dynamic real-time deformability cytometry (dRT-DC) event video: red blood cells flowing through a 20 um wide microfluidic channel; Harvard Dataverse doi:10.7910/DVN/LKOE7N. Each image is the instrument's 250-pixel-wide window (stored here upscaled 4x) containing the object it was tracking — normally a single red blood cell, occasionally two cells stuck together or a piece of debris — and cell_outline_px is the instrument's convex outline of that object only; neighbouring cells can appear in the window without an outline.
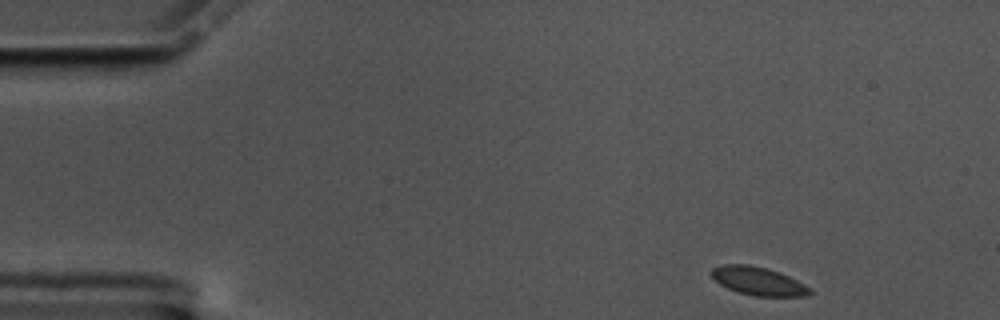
{"species": "common noctule bat (a hibernating species)", "species_latin": "Nyctalus noctula", "temperature_condition": "cold", "stored_images_in_passage": 53, "camera_frame_rate_fps": 3000, "um_per_image_px": 0.085, "animal": {"sex": "male", "body_mass_g": 17.5, "forearm_length_mm": 52.3}, "frame": {"image": 1, "passage_image": 1, "time_ms": 0.0, "image_size_px": [1000, 320], "cell_outline_px": [[812, 292], [808, 296], [756, 296], [740, 292], [728, 288], [720, 284], [708, 272], [712, 268], [724, 264], [748, 264], [768, 268], [780, 272], [812, 288]], "centroid_in_image_um": [64.46, 23.88], "position_along_channel_um": 20.5, "area_um2": 16.24}}
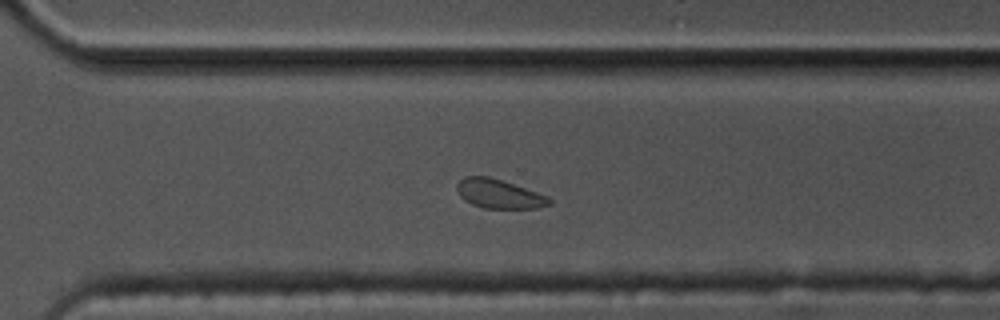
{"frame": {"image": 2, "passage_image": 35, "time_ms": 11.333, "image_size_px": [1000, 320], "cell_outline_px": [[552, 204], [536, 208], [484, 208], [472, 204], [464, 200], [456, 192], [456, 184], [464, 176], [488, 176], [548, 196], [552, 200]], "centroid_in_image_um": [42.38, 16.48], "position_along_channel_um": 328.2, "area_um2": 15.55}}
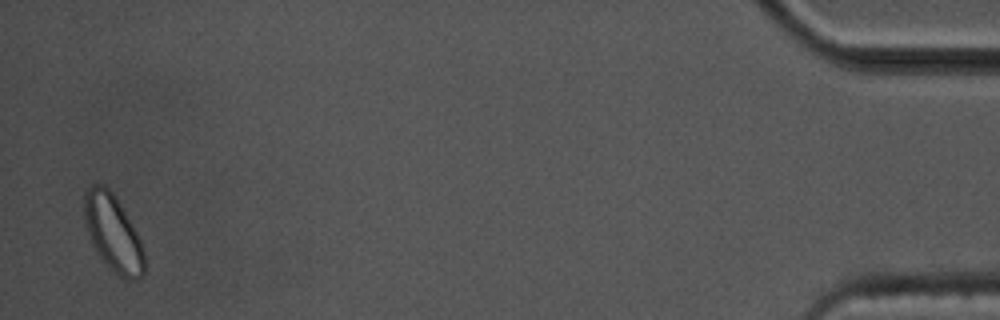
{"frame": {"image": 3, "passage_image": 51, "time_ms": 16.667, "image_size_px": [1000, 320], "cell_outline_px": [[144, 276], [136, 280], [128, 280], [120, 276], [108, 268], [92, 244], [88, 236], [84, 224], [84, 192], [92, 184], [104, 184], [112, 192], [132, 224], [140, 240], [144, 252]], "centroid_in_image_um": [9.59, 19.82], "position_along_channel_um": 425.6, "area_um2": 26.82}, "authors_computed_cell_mechanics": {"area_um2": 16.2418, "velocity_mm_per_s": 3.4661, "shape_relaxation_time_tau1_ms": null, "shape_relaxation_time_tau2_ms": 3.5866, "deformation_change_tau1": null, "deformation_change_tau2": 0.0642}}